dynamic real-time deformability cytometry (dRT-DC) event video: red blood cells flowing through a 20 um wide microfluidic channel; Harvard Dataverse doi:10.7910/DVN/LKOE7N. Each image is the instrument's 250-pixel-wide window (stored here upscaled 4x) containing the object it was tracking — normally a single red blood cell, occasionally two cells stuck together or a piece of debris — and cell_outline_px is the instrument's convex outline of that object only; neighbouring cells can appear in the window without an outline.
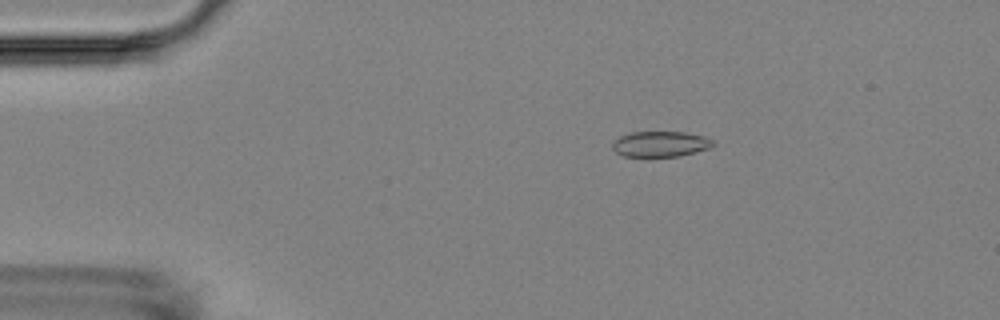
{"species": "Egyptian fruit bat (a non-hibernating species)", "species_latin": "Rousettus aegyptiacus", "temperature_condition": "room temperature", "stored_images_in_passage": 7, "camera_frame_rate_fps": 3000, "um_per_image_px": 0.085, "animal": {"sex": "female"}, "frame": {"image": 1, "passage_image": 3, "time_ms": 2.333, "image_size_px": [1000, 320], "cell_outline_px": [[716, 144], [708, 148], [696, 152], [680, 156], [648, 160], [624, 156], [616, 152], [612, 148], [612, 140], [620, 136], [632, 132], [684, 132], [704, 136], [716, 140]], "centroid_in_image_um": [56.11, 12.29], "position_along_channel_um": 28.9, "area_um2": 15.9}}
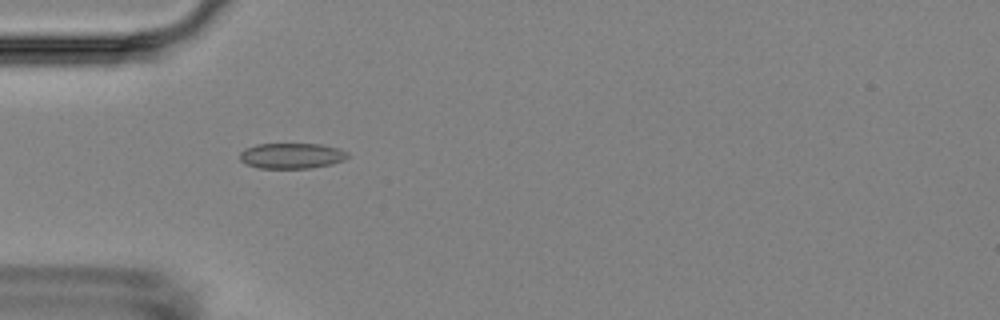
{"frame": {"image": 2, "passage_image": 5, "time_ms": 4.667, "image_size_px": [1000, 320], "cell_outline_px": [[348, 156], [344, 160], [332, 164], [312, 168], [260, 168], [244, 164], [240, 160], [240, 152], [244, 148], [256, 144], [320, 144], [340, 148], [348, 152]], "centroid_in_image_um": [24.78, 13.24], "position_along_channel_um": 60.2, "area_um2": 16.24}}
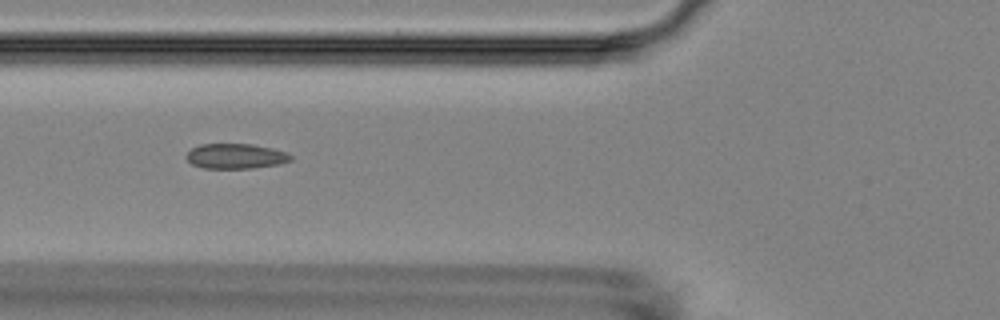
{"frame": {"image": 3, "passage_image": 6, "time_ms": 6.0, "image_size_px": [1000, 320], "cell_outline_px": [[292, 160], [280, 164], [252, 168], [204, 168], [192, 164], [184, 156], [192, 148], [200, 144], [252, 144], [272, 148], [284, 152], [292, 156]], "centroid_in_image_um": [20.02, 13.27], "position_along_channel_um": 105.8, "area_um2": 15.2}}